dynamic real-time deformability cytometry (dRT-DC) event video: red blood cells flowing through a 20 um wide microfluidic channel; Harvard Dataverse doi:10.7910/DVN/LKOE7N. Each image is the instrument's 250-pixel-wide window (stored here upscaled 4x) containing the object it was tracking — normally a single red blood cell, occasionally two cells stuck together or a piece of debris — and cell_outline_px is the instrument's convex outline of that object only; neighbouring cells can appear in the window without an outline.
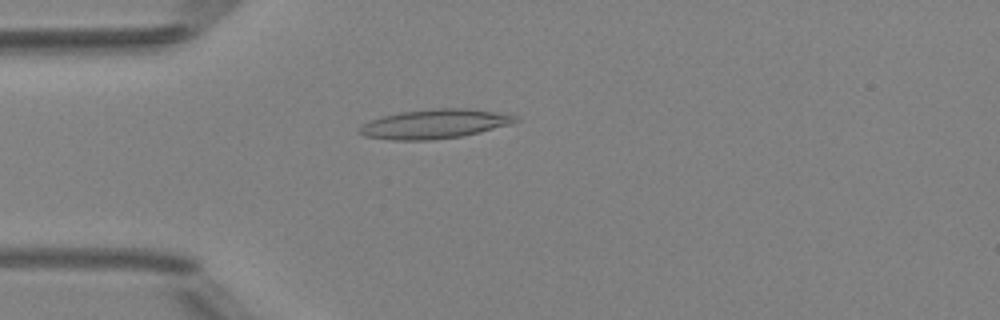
{"species": "Egyptian fruit bat (a non-hibernating species)", "species_latin": "Rousettus aegyptiacus", "temperature_condition": "room temperature", "stored_images_in_passage": 3, "camera_frame_rate_fps": 3000, "um_per_image_px": 0.085, "animal": {"sex": "female"}, "frame": {"image": 1, "passage_image": 3, "time_ms": 3.0, "image_size_px": [1000, 320], "cell_outline_px": [[520, 120], [512, 124], [480, 132], [460, 136], [432, 140], [392, 140], [364, 136], [360, 132], [360, 128], [364, 124], [372, 120], [384, 116], [400, 112], [432, 108], [468, 108], [496, 112], [516, 116]], "centroid_in_image_um": [36.98, 10.53], "position_along_channel_um": 48.0, "area_um2": 26.41}}